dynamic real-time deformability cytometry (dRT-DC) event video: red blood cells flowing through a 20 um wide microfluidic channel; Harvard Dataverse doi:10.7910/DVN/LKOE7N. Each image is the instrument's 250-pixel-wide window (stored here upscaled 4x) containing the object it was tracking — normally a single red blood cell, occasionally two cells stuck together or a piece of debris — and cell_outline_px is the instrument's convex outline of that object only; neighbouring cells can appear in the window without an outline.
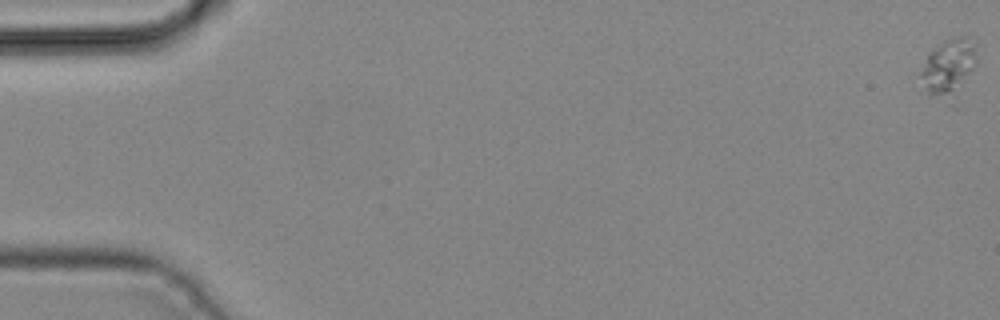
{"species": "common noctule bat (a hibernating species)", "species_latin": "Nyctalus noctula", "temperature_condition": "cold", "stored_images_in_passage": 5, "camera_frame_rate_fps": 3000, "um_per_image_px": 0.085, "animal": {"sex": "male", "body_mass_g": 19.2, "forearm_length_mm": 51.8}, "frame": {"image": 1, "passage_image": 1, "time_ms": 0.0, "image_size_px": [1000, 320], "cell_outline_px": [[976, 64], [944, 96], [928, 96], [920, 72], [928, 52], [944, 40], [956, 36], [968, 36], [976, 44]], "centroid_in_image_um": [80.58, 5.5], "position_along_channel_um": 4.4, "area_um2": 16.82}}
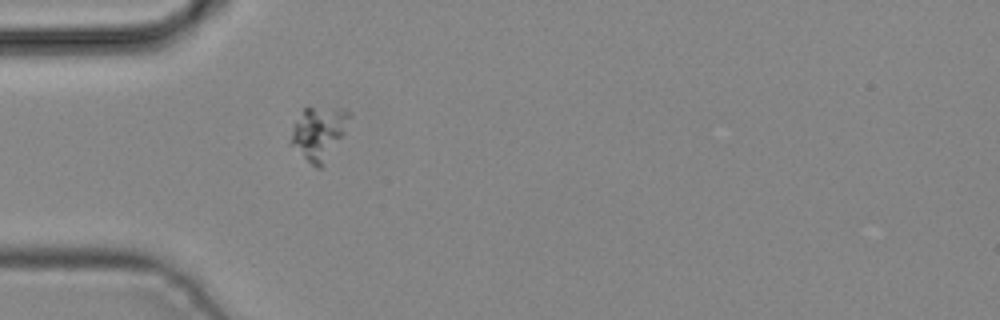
{"frame": {"image": 2, "passage_image": 5, "time_ms": 1.333, "image_size_px": [1000, 320], "cell_outline_px": [[352, 116], [344, 132], [320, 168], [316, 168], [288, 144], [296, 120], [304, 108], [344, 108], [352, 112]], "centroid_in_image_um": [27.09, 11.28], "position_along_channel_um": 57.9, "area_um2": 17.8}}